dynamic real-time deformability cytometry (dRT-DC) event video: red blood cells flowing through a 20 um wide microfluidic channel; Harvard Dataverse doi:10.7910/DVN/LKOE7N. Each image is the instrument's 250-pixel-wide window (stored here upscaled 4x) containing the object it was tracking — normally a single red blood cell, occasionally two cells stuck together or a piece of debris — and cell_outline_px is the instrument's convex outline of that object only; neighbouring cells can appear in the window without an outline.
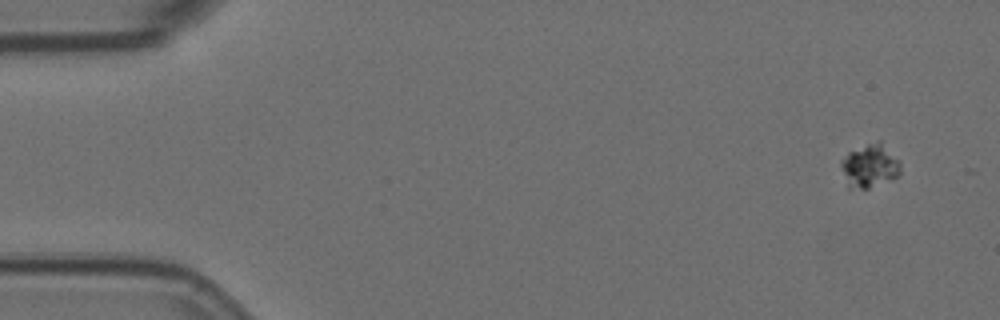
{"species": "Egyptian fruit bat (a non-hibernating species)", "species_latin": "Rousettus aegyptiacus", "temperature_condition": "room temperature", "stored_images_in_passage": 2, "camera_frame_rate_fps": 3000, "um_per_image_px": 0.085, "animal": {"sex": "female"}, "frame": {"image": 1, "passage_image": 2, "time_ms": 0.333, "image_size_px": [1000, 320], "cell_outline_px": [[900, 172], [896, 176], [868, 188], [848, 188], [840, 164], [840, 160], [848, 152], [868, 144], [880, 140], [900, 160]], "centroid_in_image_um": [73.91, 14.08], "position_along_channel_um": 11.1, "area_um2": 14.8}}